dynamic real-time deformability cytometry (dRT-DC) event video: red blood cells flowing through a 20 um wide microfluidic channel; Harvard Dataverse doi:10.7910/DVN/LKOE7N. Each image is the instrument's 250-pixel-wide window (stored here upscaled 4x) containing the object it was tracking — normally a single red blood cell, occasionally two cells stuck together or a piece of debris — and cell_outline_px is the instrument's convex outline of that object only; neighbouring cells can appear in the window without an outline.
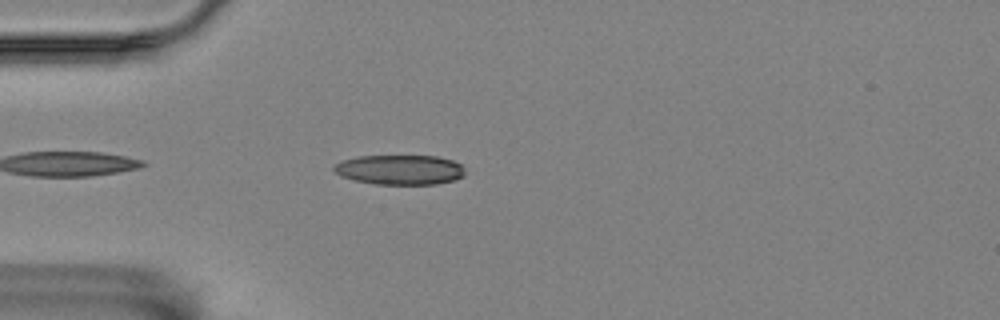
{"species": "Egyptian fruit bat (a non-hibernating species)", "species_latin": "Rousettus aegyptiacus", "temperature_condition": "room temperature", "stored_images_in_passage": 1, "camera_frame_rate_fps": 3000, "um_per_image_px": 0.085, "animal": {"sex": "female"}, "frame": {"image": 1, "passage_image": 1, "time_ms": 0.0, "image_size_px": [1000, 320], "cell_outline_px": [[464, 176], [456, 180], [436, 184], [376, 184], [356, 180], [340, 176], [332, 168], [340, 160], [356, 156], [436, 156], [452, 160], [460, 164], [464, 168]], "centroid_in_image_um": [33.99, 14.42], "position_along_channel_um": 51.0, "area_um2": 22.83}}